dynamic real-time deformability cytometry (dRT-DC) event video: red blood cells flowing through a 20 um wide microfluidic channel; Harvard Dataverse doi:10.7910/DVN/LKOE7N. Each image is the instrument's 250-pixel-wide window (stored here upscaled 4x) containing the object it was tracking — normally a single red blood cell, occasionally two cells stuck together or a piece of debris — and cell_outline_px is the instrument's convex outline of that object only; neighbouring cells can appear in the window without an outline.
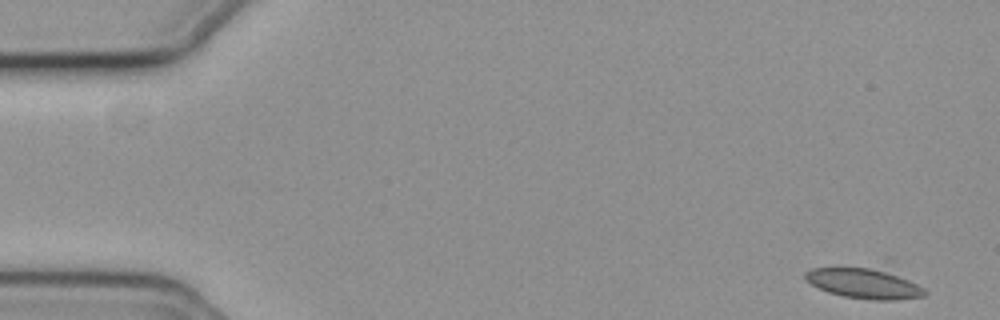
{"species": "common noctule bat (a hibernating species)", "species_latin": "Nyctalus noctula", "temperature_condition": "cold", "stored_images_in_passage": 9, "camera_frame_rate_fps": 3000, "um_per_image_px": 0.085, "animal": {"sex": "female", "body_mass_g": 19.3, "forearm_length_mm": 54.1}, "frame": {"image": 1, "passage_image": 1, "time_ms": 0.0, "image_size_px": [1000, 320], "cell_outline_px": [[928, 292], [924, 296], [896, 300], [872, 300], [844, 296], [828, 292], [804, 280], [804, 272], [812, 268], [840, 264], [888, 268], [924, 288]], "centroid_in_image_um": [73.42, 24.01], "position_along_channel_um": 11.6, "area_um2": 22.31}}